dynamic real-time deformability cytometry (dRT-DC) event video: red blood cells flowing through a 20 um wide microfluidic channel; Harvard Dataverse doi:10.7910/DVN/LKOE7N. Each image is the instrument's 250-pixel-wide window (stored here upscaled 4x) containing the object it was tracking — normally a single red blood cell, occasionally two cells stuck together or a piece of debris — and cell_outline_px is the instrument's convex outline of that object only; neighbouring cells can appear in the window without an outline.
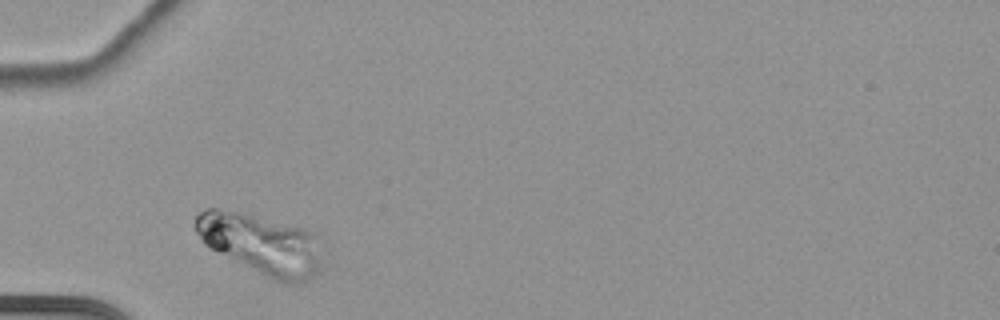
{"species": "common noctule bat (a hibernating species)", "species_latin": "Nyctalus noctula", "temperature_condition": "cold", "stored_images_in_passage": 35, "camera_frame_rate_fps": 3000, "um_per_image_px": 0.085, "animal": {"sex": "female", "body_mass_g": 22.7, "forearm_length_mm": 54.2}, "frame": {"image": 1, "passage_image": 3, "time_ms": 0.667, "image_size_px": [1000, 320], "cell_outline_px": [[320, 264], [316, 272], [308, 280], [300, 284], [288, 284], [276, 280], [204, 244], [196, 232], [192, 224], [196, 216], [204, 208], [216, 208], [240, 212], [304, 228], [312, 232]], "centroid_in_image_um": [22.13, 20.72], "position_along_channel_um": 62.9, "area_um2": 43.29}}
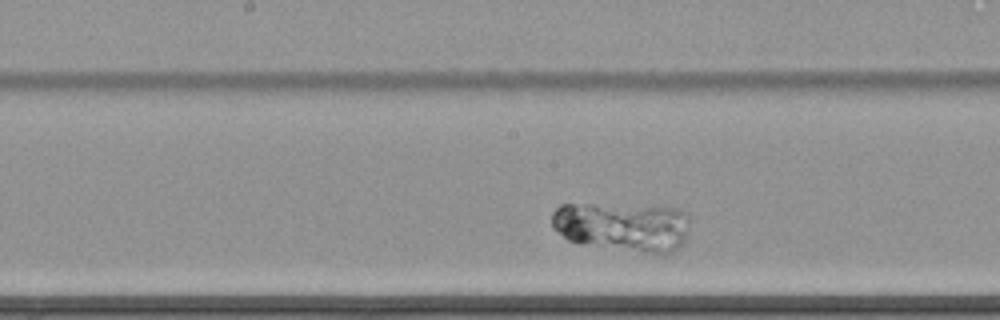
{"frame": {"image": 2, "passage_image": 16, "time_ms": 5.0, "image_size_px": [1000, 320], "cell_outline_px": [[688, 236], [680, 248], [664, 256], [660, 256], [568, 240], [552, 228], [552, 212], [560, 204], [592, 204], [680, 208], [688, 212]], "centroid_in_image_um": [53.01, 19.28], "position_along_channel_um": 195.2, "area_um2": 40.11}}
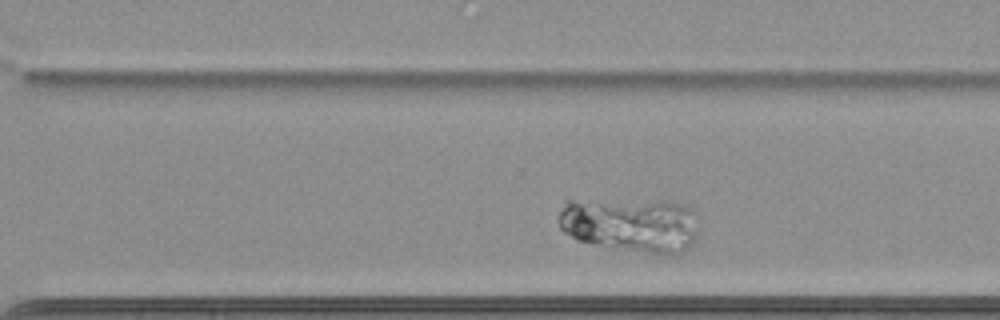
{"frame": {"image": 3, "passage_image": 27, "time_ms": 8.667, "image_size_px": [1000, 320], "cell_outline_px": [[700, 216], [696, 236], [692, 244], [680, 256], [660, 256], [580, 240], [564, 232], [560, 228], [556, 216], [564, 200], [568, 196], [668, 200], [688, 204]], "centroid_in_image_um": [53.63, 19.01], "position_along_channel_um": 317.0, "area_um2": 47.63}}